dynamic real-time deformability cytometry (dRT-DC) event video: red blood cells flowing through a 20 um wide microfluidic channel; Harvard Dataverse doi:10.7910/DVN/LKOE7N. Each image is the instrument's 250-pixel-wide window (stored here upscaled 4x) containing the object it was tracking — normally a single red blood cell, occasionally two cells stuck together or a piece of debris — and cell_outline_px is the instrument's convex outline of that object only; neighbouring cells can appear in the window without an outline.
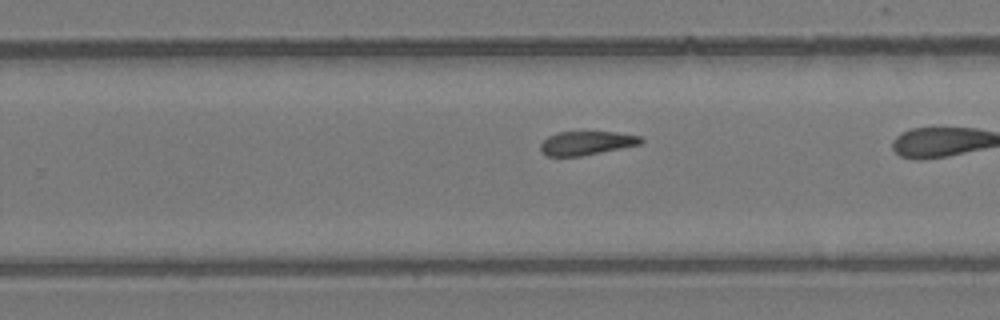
{"species": "common noctule bat (a hibernating species)", "species_latin": "Nyctalus noctula", "temperature_condition": "room temperature", "stored_images_in_passage": 23, "camera_frame_rate_fps": 3000, "um_per_image_px": 0.085, "animal": {"sex": "female", "body_mass_g": 24.6, "forearm_length_mm": 56.2}, "frame": {"image": 1, "passage_image": 17, "time_ms": 5.333, "image_size_px": [1000, 320], "cell_outline_px": [[644, 140], [640, 144], [580, 156], [548, 156], [540, 152], [540, 144], [548, 136], [556, 132], [616, 132], [640, 136]], "centroid_in_image_um": [49.81, 12.15], "position_along_channel_um": 280.0, "area_um2": 13.81}}